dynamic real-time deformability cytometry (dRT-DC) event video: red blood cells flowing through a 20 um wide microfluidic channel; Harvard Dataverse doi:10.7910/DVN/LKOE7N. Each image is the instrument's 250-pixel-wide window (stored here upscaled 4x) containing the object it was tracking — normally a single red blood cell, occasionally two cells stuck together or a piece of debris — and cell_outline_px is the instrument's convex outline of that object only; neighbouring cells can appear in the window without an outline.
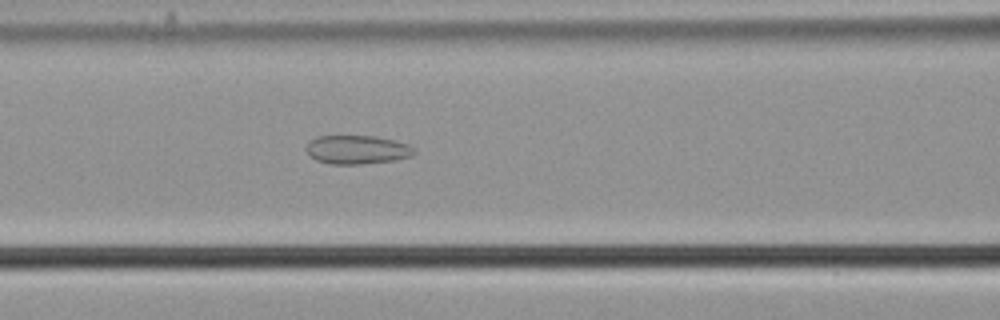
{"species": "common noctule bat (a hibernating species)", "species_latin": "Nyctalus noctula", "temperature_condition": "cold", "stored_images_in_passage": 36, "camera_frame_rate_fps": 3000, "um_per_image_px": 0.085, "animal": {"sex": "male", "body_mass_g": 21.5, "forearm_length_mm": 52.0}, "frame": {"image": 1, "passage_image": 4, "time_ms": 1.0, "image_size_px": [1000, 320], "cell_outline_px": [[416, 152], [412, 156], [396, 160], [360, 164], [332, 164], [316, 160], [308, 156], [308, 144], [316, 136], [376, 136], [408, 144], [416, 148]], "centroid_in_image_um": [30.4, 12.73], "position_along_channel_um": 136.2, "area_um2": 18.03}}
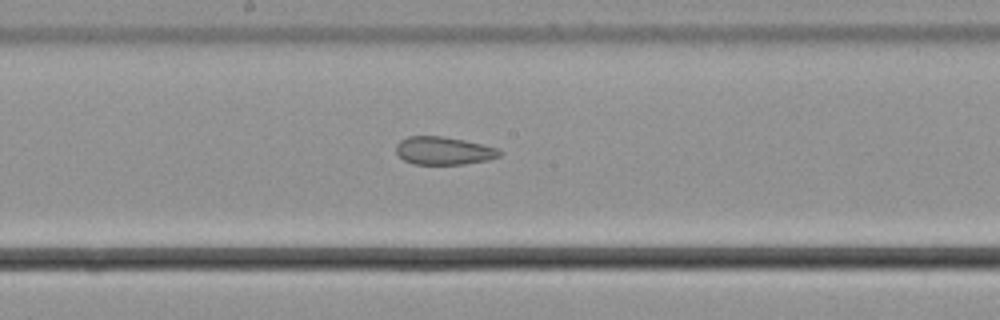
{"frame": {"image": 2, "passage_image": 10, "time_ms": 3.0, "image_size_px": [1000, 320], "cell_outline_px": [[500, 156], [488, 160], [464, 164], [412, 164], [404, 160], [396, 152], [396, 144], [400, 140], [408, 136], [444, 136], [464, 140], [500, 148]], "centroid_in_image_um": [37.71, 12.81], "position_along_channel_um": 210.5, "area_um2": 16.94}}
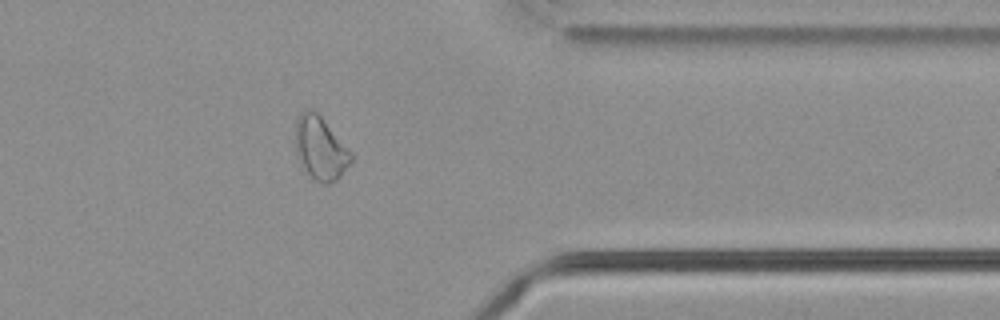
{"frame": {"image": 3, "passage_image": 25, "time_ms": 8.0, "image_size_px": [1000, 320], "cell_outline_px": [[352, 160], [340, 176], [336, 180], [328, 184], [324, 184], [316, 180], [304, 168], [296, 156], [296, 120], [300, 112], [308, 108], [312, 108], [320, 112], [352, 152]], "centroid_in_image_um": [27.24, 12.52], "position_along_channel_um": 384.2, "area_um2": 20.81}}